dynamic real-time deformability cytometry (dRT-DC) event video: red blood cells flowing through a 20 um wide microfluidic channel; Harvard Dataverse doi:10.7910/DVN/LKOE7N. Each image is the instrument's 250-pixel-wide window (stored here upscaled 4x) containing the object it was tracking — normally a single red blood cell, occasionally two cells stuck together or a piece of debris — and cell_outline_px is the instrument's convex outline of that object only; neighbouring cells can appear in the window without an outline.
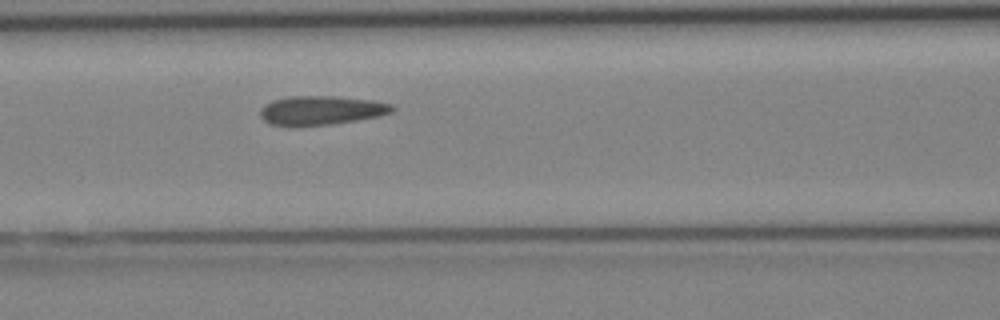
{"species": "Egyptian fruit bat (a non-hibernating species)", "species_latin": "Rousettus aegyptiacus", "temperature_condition": "cold", "stored_images_in_passage": 4, "camera_frame_rate_fps": 3000, "um_per_image_px": 0.085, "animal": {"sex": "female"}, "frame": {"image": 1, "passage_image": 4, "time_ms": 4.667, "image_size_px": [1000, 320], "cell_outline_px": [[396, 108], [392, 112], [380, 116], [332, 124], [292, 128], [268, 124], [260, 116], [260, 112], [264, 104], [272, 100], [288, 96], [336, 96], [372, 100], [392, 104]], "centroid_in_image_um": [27.26, 9.4], "position_along_channel_um": 139.3, "area_um2": 22.95}}